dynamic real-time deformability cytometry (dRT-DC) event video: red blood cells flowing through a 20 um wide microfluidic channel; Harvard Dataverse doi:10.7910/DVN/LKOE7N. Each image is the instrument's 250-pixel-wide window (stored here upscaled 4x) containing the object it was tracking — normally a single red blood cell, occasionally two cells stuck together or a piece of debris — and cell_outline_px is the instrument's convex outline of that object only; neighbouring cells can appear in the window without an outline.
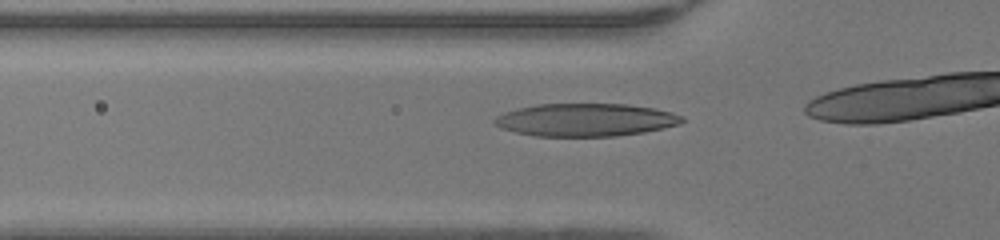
{"species": "human", "species_latin": "Homo sapiens", "temperature_condition": "warm", "stored_images_in_passage": 19, "camera_frame_rate_fps": 3000, "um_per_image_px": 0.085, "donor": {"sex": "female"}, "frame": {"image": 1, "passage_image": 11, "time_ms": 3.333, "image_size_px": [1000, 240], "cell_outline_px": [[684, 120], [680, 124], [664, 128], [644, 132], [616, 136], [536, 136], [516, 132], [500, 128], [492, 120], [496, 116], [504, 112], [536, 104], [628, 104], [652, 108], [672, 112], [684, 116]], "centroid_in_image_um": [49.79, 10.19], "position_along_channel_um": 76.0, "area_um2": 35.89}}
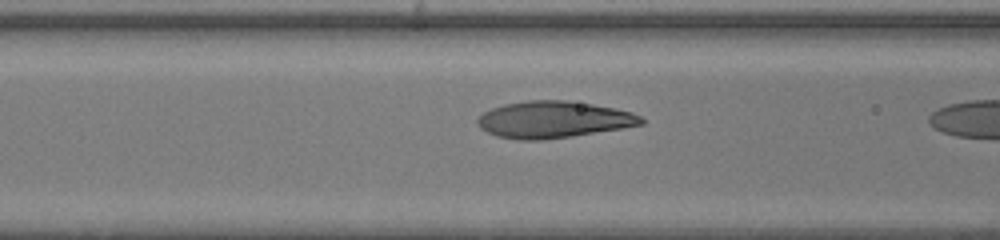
{"frame": {"image": 2, "passage_image": 14, "time_ms": 4.333, "image_size_px": [1000, 240], "cell_outline_px": [[644, 124], [572, 136], [544, 140], [520, 140], [496, 136], [480, 128], [476, 120], [484, 112], [492, 108], [504, 104], [528, 100], [564, 100], [592, 104], [616, 108], [632, 112], [640, 116], [644, 120]], "centroid_in_image_um": [47.03, 10.16], "position_along_channel_um": 119.6, "area_um2": 34.91}}
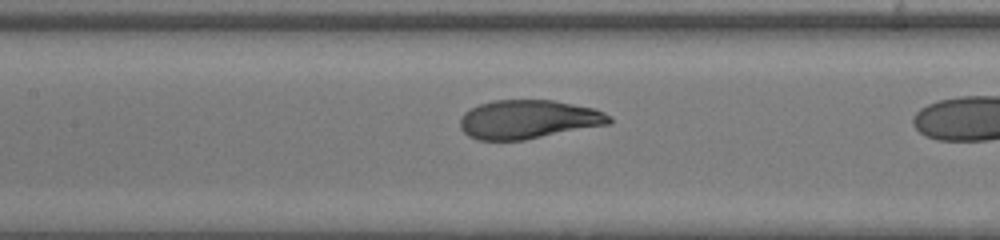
{"frame": {"image": 3, "passage_image": 17, "time_ms": 5.333, "image_size_px": [1000, 240], "cell_outline_px": [[612, 124], [524, 140], [476, 140], [468, 136], [460, 128], [460, 116], [464, 112], [480, 104], [492, 100], [552, 100], [592, 108], [604, 112], [612, 116]], "centroid_in_image_um": [44.91, 10.16], "position_along_channel_um": 162.5, "area_um2": 33.93}}